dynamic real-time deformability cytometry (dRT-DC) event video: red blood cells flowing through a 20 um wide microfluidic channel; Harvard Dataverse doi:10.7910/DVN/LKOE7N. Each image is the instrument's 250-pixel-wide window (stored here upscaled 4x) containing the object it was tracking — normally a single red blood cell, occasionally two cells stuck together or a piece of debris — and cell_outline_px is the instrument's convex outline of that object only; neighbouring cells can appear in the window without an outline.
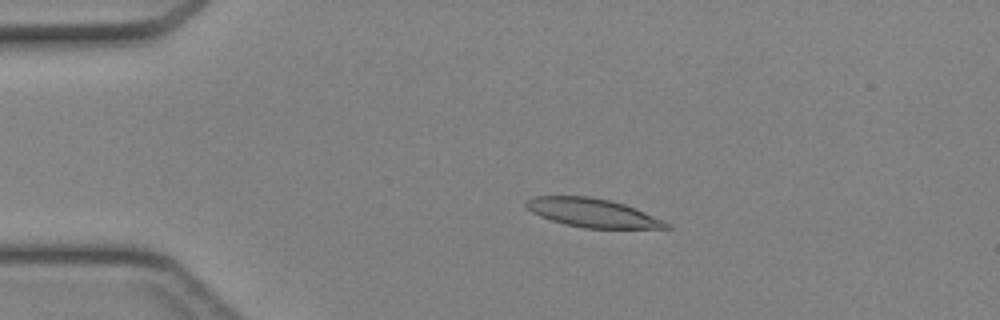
{"species": "Egyptian fruit bat (a non-hibernating species)", "species_latin": "Rousettus aegyptiacus", "temperature_condition": "cold", "stored_images_in_passage": 44, "camera_frame_rate_fps": 3000, "um_per_image_px": 0.085, "animal": {"sex": "female"}, "frame": {"image": 1, "passage_image": 9, "time_ms": 2.667, "image_size_px": [1000, 320], "cell_outline_px": [[672, 228], [584, 228], [564, 224], [540, 216], [532, 212], [524, 204], [528, 200], [536, 196], [588, 196], [608, 200], [624, 204], [636, 208], [664, 220], [672, 224]], "centroid_in_image_um": [50.41, 18.1], "position_along_channel_um": 34.6, "area_um2": 23.29}}
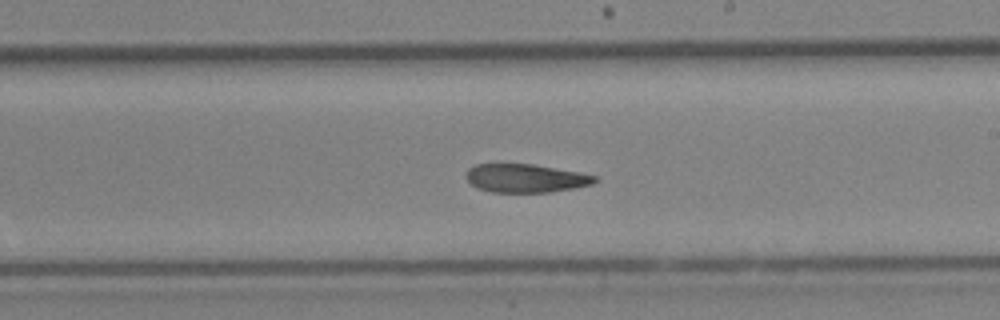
{"frame": {"image": 2, "passage_image": 26, "time_ms": 8.333, "image_size_px": [1000, 320], "cell_outline_px": [[596, 180], [592, 184], [572, 188], [548, 192], [492, 192], [476, 188], [464, 176], [464, 172], [468, 168], [476, 164], [532, 164], [576, 172], [596, 176]], "centroid_in_image_um": [44.58, 15.15], "position_along_channel_um": 244.4, "area_um2": 21.1}}
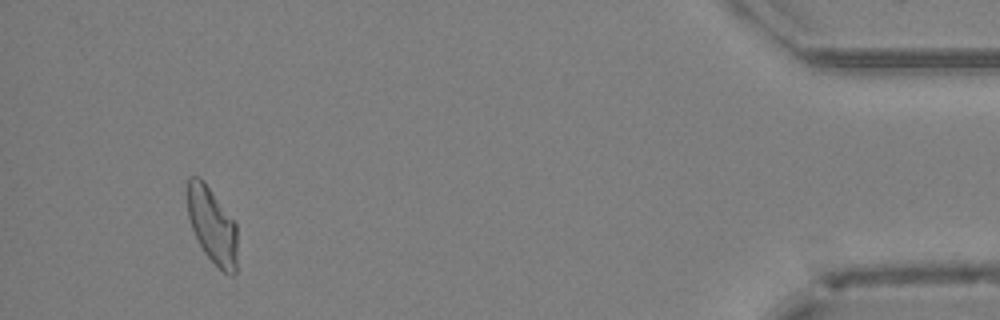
{"frame": {"image": 3, "passage_image": 42, "time_ms": 13.667, "image_size_px": [1000, 320], "cell_outline_px": [[236, 272], [232, 276], [228, 276], [204, 252], [192, 228], [188, 216], [188, 176], [200, 176], [204, 180], [236, 224]], "centroid_in_image_um": [18.04, 19.14], "position_along_channel_um": 417.2, "area_um2": 21.79}}